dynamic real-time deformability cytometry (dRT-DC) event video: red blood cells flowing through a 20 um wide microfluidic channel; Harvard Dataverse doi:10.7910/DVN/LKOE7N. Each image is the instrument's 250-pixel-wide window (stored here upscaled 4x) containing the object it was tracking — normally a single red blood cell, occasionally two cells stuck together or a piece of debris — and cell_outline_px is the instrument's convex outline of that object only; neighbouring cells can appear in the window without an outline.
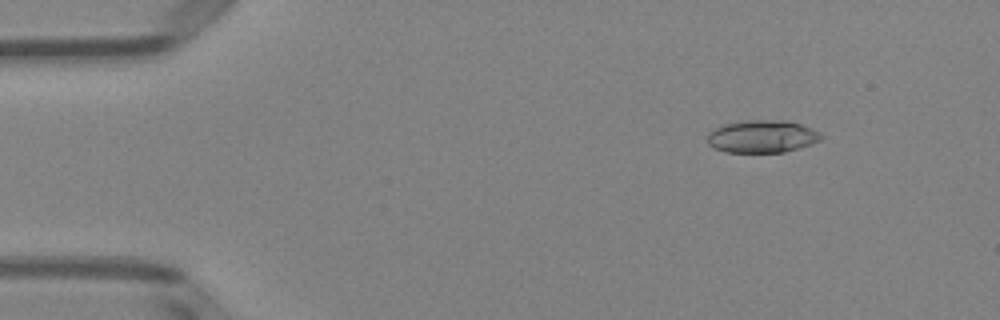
{"species": "Egyptian fruit bat (a non-hibernating species)", "species_latin": "Rousettus aegyptiacus", "temperature_condition": "room temperature", "stored_images_in_passage": 52, "camera_frame_rate_fps": 3000, "um_per_image_px": 0.085, "animal": {"sex": "female"}, "frame": {"image": 1, "passage_image": 7, "time_ms": 2.0, "image_size_px": [1000, 320], "cell_outline_px": [[824, 136], [820, 140], [812, 144], [800, 148], [784, 152], [724, 152], [708, 144], [708, 132], [724, 124], [744, 120], [780, 120], [800, 124], [812, 128], [820, 132]], "centroid_in_image_um": [64.8, 11.6], "position_along_channel_um": 20.2, "area_um2": 21.62}}
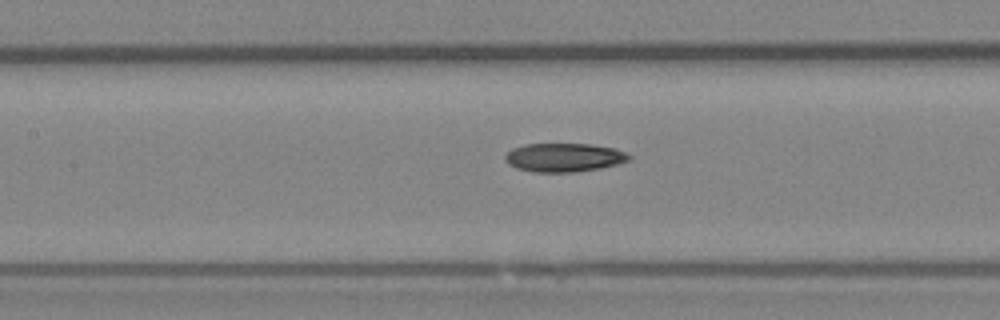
{"frame": {"image": 2, "passage_image": 24, "time_ms": 7.667, "image_size_px": [1000, 320], "cell_outline_px": [[632, 160], [600, 168], [576, 172], [532, 172], [516, 168], [508, 164], [504, 160], [504, 156], [512, 148], [524, 144], [592, 144], [616, 148], [628, 152], [632, 156]], "centroid_in_image_um": [47.97, 13.38], "position_along_channel_um": 159.4, "area_um2": 21.04}}
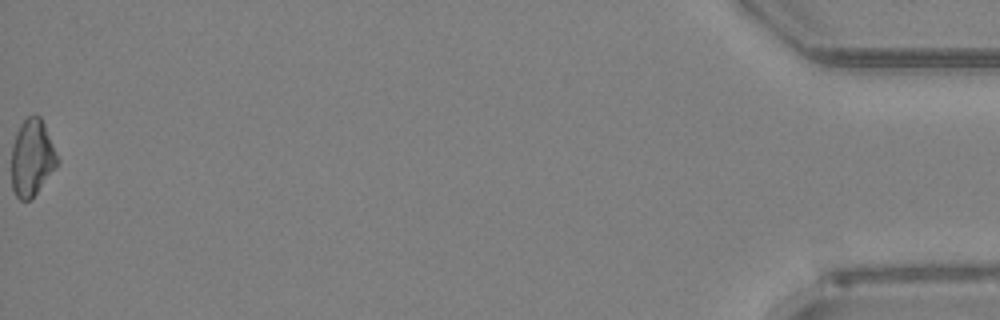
{"frame": {"image": 3, "passage_image": 52, "time_ms": 17.0, "image_size_px": [1000, 320], "cell_outline_px": [[60, 160], [56, 168], [36, 192], [28, 200], [20, 200], [16, 196], [12, 188], [12, 144], [16, 132], [20, 124], [28, 116], [36, 112], [40, 116], [44, 124]], "centroid_in_image_um": [2.72, 13.37], "position_along_channel_um": 432.5, "area_um2": 20.52}, "authors_computed_cell_mechanics": {"area_um2": 21.0392, "velocity_mm_per_s": 3.9935, "shape_relaxation_time_tau1_ms": null, "shape_relaxation_time_tau2_ms": 6.9635, "deformation_change_tau1": null, "deformation_change_tau2": 0.1333}}